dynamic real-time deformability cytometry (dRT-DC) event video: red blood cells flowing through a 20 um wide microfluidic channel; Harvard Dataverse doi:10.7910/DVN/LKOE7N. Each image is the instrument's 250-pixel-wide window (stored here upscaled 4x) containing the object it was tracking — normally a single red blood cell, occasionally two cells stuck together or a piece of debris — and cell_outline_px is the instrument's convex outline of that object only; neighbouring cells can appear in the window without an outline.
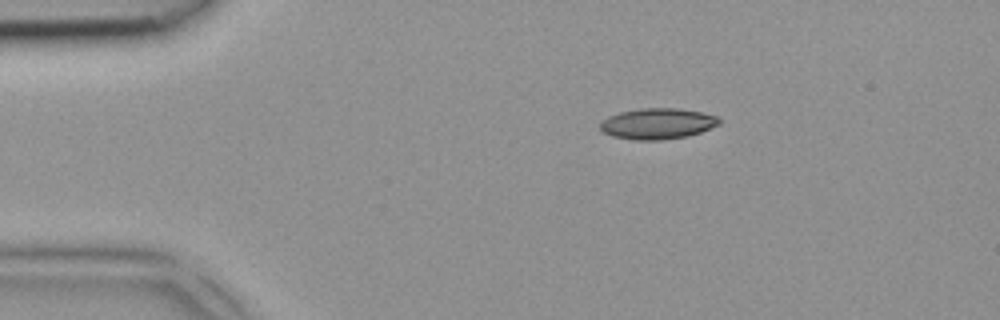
{"species": "common noctule bat (a hibernating species)", "species_latin": "Nyctalus noctula", "temperature_condition": "room temperature", "stored_images_in_passage": 3, "camera_frame_rate_fps": 3000, "um_per_image_px": 0.085, "animal": {"sex": "female", "body_mass_g": 18.4}, "frame": {"image": 1, "passage_image": 3, "time_ms": 0.667, "image_size_px": [1000, 320], "cell_outline_px": [[720, 124], [700, 132], [688, 136], [660, 140], [636, 140], [612, 136], [604, 132], [600, 128], [600, 124], [608, 116], [620, 112], [640, 108], [676, 108], [700, 112], [716, 116], [720, 120]], "centroid_in_image_um": [55.88, 10.51], "position_along_channel_um": 29.1, "area_um2": 21.27}}